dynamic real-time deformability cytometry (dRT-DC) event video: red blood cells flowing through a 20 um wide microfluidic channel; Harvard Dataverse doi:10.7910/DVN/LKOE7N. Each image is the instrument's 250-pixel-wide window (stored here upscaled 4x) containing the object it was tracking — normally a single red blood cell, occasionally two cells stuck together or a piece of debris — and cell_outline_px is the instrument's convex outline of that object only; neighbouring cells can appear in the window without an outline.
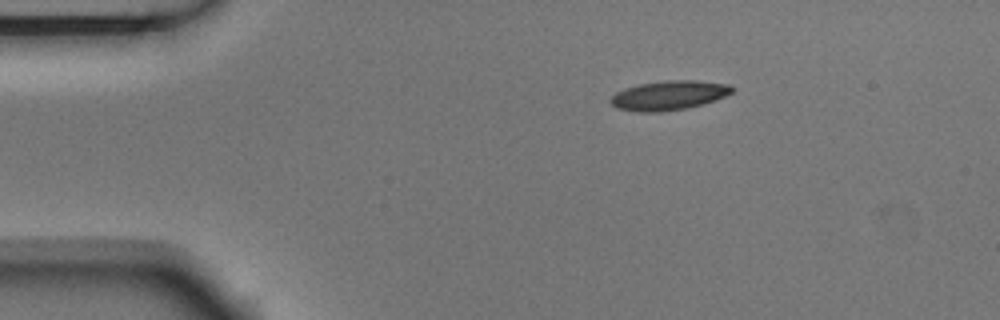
{"species": "Egyptian fruit bat (a non-hibernating species)", "species_latin": "Rousettus aegyptiacus", "temperature_condition": "room temperature", "stored_images_in_passage": 4, "camera_frame_rate_fps": 3000, "um_per_image_px": 0.085, "animal": {"sex": "male"}, "frame": {"image": 1, "passage_image": 1, "time_ms": 0.0, "image_size_px": [1000, 320], "cell_outline_px": [[736, 88], [732, 92], [716, 100], [704, 104], [688, 108], [660, 112], [636, 112], [616, 108], [608, 100], [616, 92], [624, 88], [636, 84], [664, 80], [696, 80], [728, 84]], "centroid_in_image_um": [56.84, 8.1], "position_along_channel_um": 28.2, "area_um2": 21.15}}
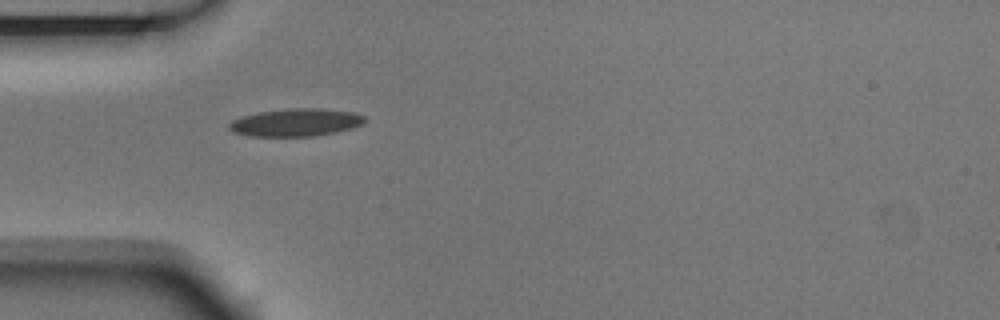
{"frame": {"image": 2, "passage_image": 3, "time_ms": 0.667, "image_size_px": [1000, 320], "cell_outline_px": [[364, 124], [352, 128], [336, 132], [312, 136], [252, 136], [232, 132], [228, 128], [228, 124], [232, 120], [240, 116], [260, 112], [288, 108], [320, 108], [352, 112], [364, 116]], "centroid_in_image_um": [25.12, 10.4], "position_along_channel_um": 59.9, "area_um2": 21.91}}
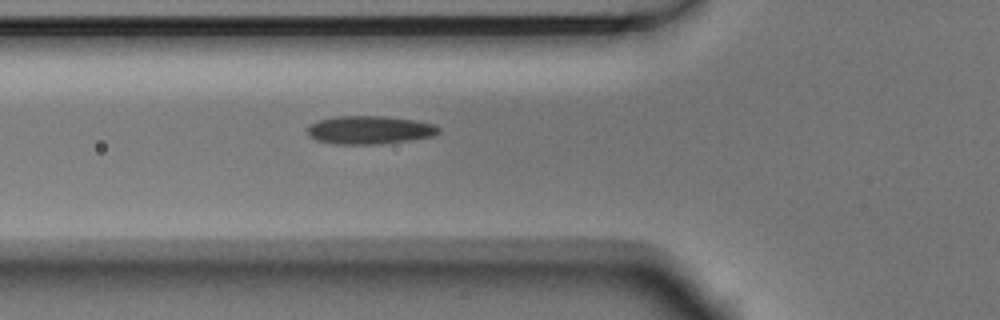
{"frame": {"image": 3, "passage_image": 4, "time_ms": 1.0, "image_size_px": [1000, 320], "cell_outline_px": [[440, 132], [436, 136], [380, 144], [336, 144], [316, 140], [308, 136], [308, 128], [312, 124], [320, 120], [336, 116], [384, 116], [412, 120], [436, 124], [440, 128]], "centroid_in_image_um": [31.45, 11.05], "position_along_channel_um": 94.3, "area_um2": 21.56}}